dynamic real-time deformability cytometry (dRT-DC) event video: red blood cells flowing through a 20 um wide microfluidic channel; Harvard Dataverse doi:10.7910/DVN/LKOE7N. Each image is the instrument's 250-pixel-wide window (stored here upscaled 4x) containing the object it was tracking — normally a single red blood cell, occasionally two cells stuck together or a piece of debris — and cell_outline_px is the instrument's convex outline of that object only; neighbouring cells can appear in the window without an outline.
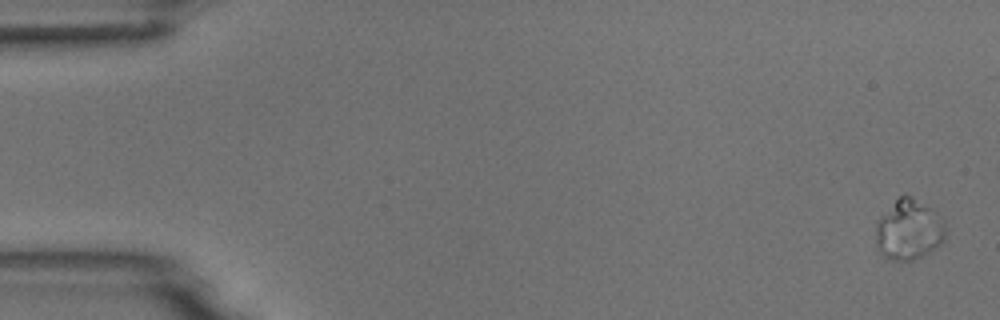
{"species": "common noctule bat (a hibernating species)", "species_latin": "Nyctalus noctula", "temperature_condition": "room temperature", "stored_images_in_passage": 15, "camera_frame_rate_fps": 3000, "um_per_image_px": 0.085, "animal": {"sex": "male", "body_mass_g": 18.8}, "frame": {"image": 1, "passage_image": 1, "time_ms": 0.0, "image_size_px": [1000, 320], "cell_outline_px": [[944, 240], [940, 244], [920, 256], [912, 260], [892, 260], [884, 256], [876, 248], [876, 220], [900, 196], [912, 196], [928, 208], [944, 224]], "centroid_in_image_um": [77.17, 19.56], "position_along_channel_um": 7.8, "area_um2": 23.7}}
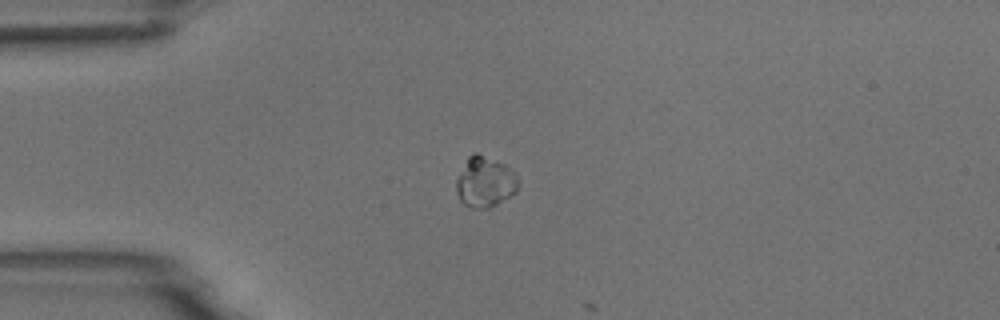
{"frame": {"image": 2, "passage_image": 14, "time_ms": 4.333, "image_size_px": [1000, 320], "cell_outline_px": [[516, 192], [496, 204], [488, 208], [472, 208], [464, 204], [460, 200], [456, 192], [456, 180], [468, 156], [472, 152], [476, 152], [504, 164], [516, 180]], "centroid_in_image_um": [41.15, 15.47], "position_along_channel_um": 43.9, "area_um2": 17.69}}